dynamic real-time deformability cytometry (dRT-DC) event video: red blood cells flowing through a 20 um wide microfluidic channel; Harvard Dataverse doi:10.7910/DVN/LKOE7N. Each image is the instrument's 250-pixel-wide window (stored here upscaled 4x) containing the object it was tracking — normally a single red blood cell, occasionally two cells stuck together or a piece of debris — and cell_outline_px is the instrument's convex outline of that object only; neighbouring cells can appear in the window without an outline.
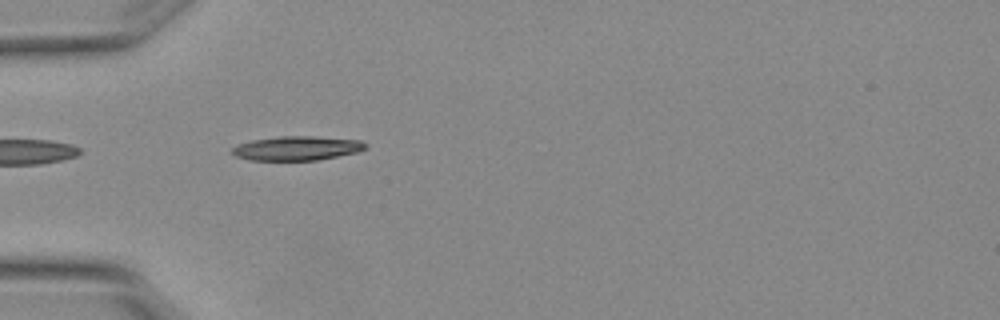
{"species": "Egyptian fruit bat (a non-hibernating species)", "species_latin": "Rousettus aegyptiacus", "temperature_condition": "warm", "stored_images_in_passage": 7, "segment_of_instrument_passage": [2, 2], "camera_frame_rate_fps": 3000, "um_per_image_px": 0.085, "animal": {"sex": "female"}, "frame": {"image": 1, "passage_image": 5, "time_ms": 1.333, "image_size_px": [1000, 320], "cell_outline_px": [[368, 144], [360, 152], [316, 160], [252, 160], [236, 156], [232, 152], [232, 148], [240, 144], [252, 140], [280, 136], [312, 136], [360, 140]], "centroid_in_image_um": [25.28, 12.6], "position_along_channel_um": 59.7, "area_um2": 18.67}}
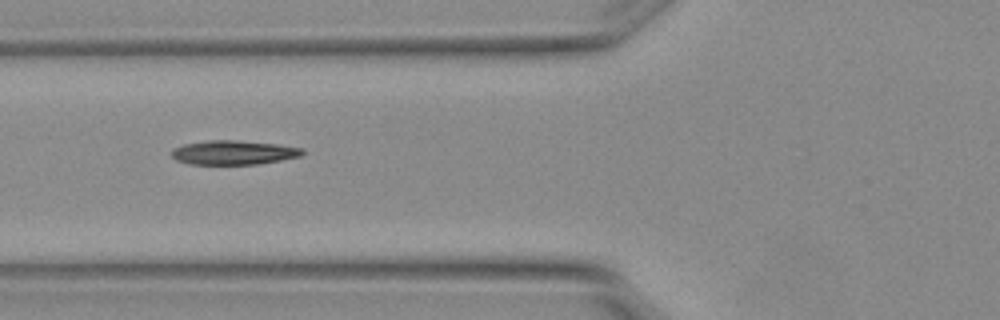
{"frame": {"image": 2, "passage_image": 6, "time_ms": 1.667, "image_size_px": [1000, 320], "cell_outline_px": [[304, 152], [300, 156], [280, 160], [256, 164], [192, 164], [176, 160], [172, 156], [172, 148], [184, 144], [204, 140], [236, 140], [276, 144], [300, 148]], "centroid_in_image_um": [19.8, 12.96], "position_along_channel_um": 106.0, "area_um2": 18.26}}
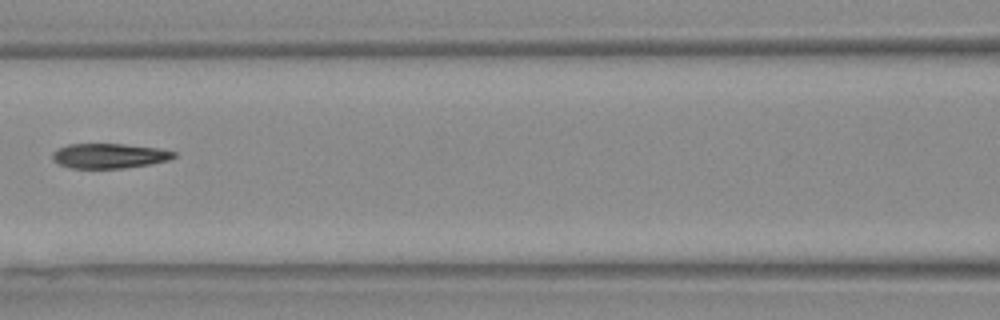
{"frame": {"image": 3, "passage_image": 7, "time_ms": 2.0, "image_size_px": [1000, 320], "cell_outline_px": [[176, 156], [168, 160], [152, 164], [124, 168], [72, 168], [60, 164], [52, 160], [52, 152], [56, 148], [68, 144], [124, 144], [160, 148], [176, 152]], "centroid_in_image_um": [9.28, 13.24], "position_along_channel_um": 157.3, "area_um2": 17.74}}